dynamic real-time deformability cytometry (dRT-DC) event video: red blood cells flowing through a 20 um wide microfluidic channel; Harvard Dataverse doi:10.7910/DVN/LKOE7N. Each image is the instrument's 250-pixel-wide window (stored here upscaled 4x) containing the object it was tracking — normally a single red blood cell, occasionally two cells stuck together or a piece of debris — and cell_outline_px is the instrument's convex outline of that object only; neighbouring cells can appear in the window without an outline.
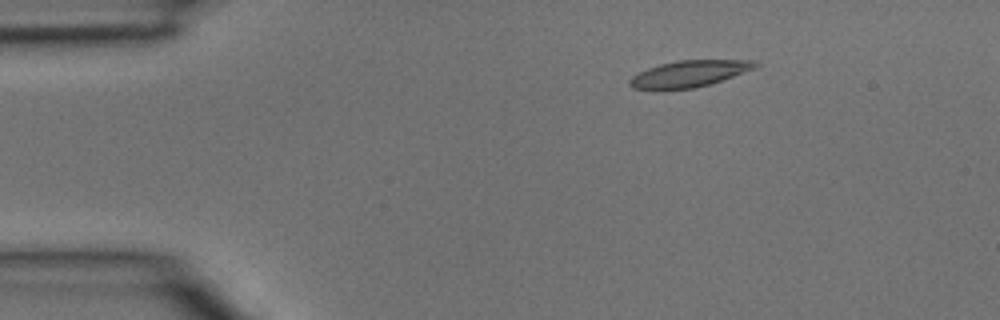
{"species": "common noctule bat (a hibernating species)", "species_latin": "Nyctalus noctula", "temperature_condition": "room temperature", "stored_images_in_passage": 4, "camera_frame_rate_fps": 3000, "um_per_image_px": 0.085, "animal": {"sex": "male", "body_mass_g": 15.6}, "frame": {"image": 1, "passage_image": 2, "time_ms": 0.333, "image_size_px": [1000, 320], "cell_outline_px": [[760, 64], [756, 68], [708, 84], [692, 88], [632, 88], [628, 84], [628, 80], [632, 76], [648, 68], [660, 64], [676, 60], [756, 60]], "centroid_in_image_um": [58.6, 6.23], "position_along_channel_um": 26.4, "area_um2": 18.9}}
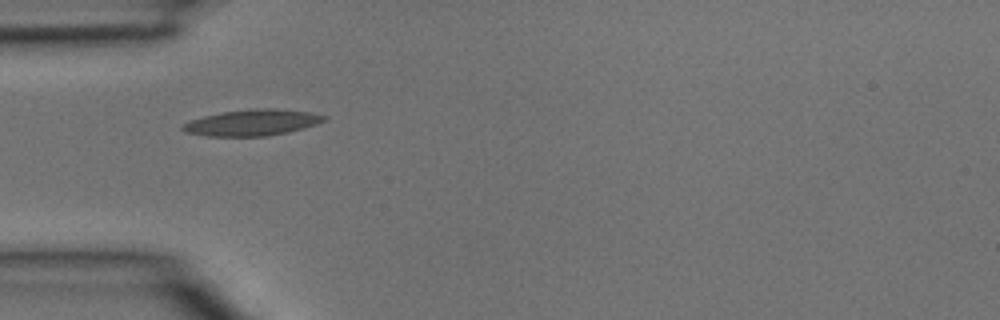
{"frame": {"image": 2, "passage_image": 4, "time_ms": 1.0, "image_size_px": [1000, 320], "cell_outline_px": [[328, 120], [304, 128], [288, 132], [268, 136], [208, 136], [184, 132], [180, 128], [180, 124], [188, 120], [204, 116], [224, 112], [256, 108], [276, 108], [312, 112], [328, 116]], "centroid_in_image_um": [21.45, 10.42], "position_along_channel_um": 63.6, "area_um2": 21.85}}